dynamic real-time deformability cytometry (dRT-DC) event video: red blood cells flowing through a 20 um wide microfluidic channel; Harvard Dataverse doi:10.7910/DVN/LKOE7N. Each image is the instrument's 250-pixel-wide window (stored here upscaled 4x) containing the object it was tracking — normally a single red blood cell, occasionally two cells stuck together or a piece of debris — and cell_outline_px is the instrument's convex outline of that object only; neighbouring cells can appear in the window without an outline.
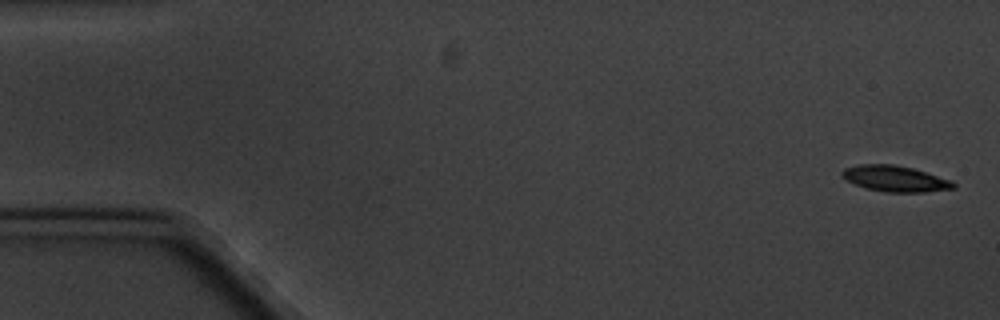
{"species": "common noctule bat (a hibernating species)", "species_latin": "Nyctalus noctula", "temperature_condition": "cold", "stored_images_in_passage": 6, "segment_of_instrument_passage": [1, 2], "camera_frame_rate_fps": 3000, "um_per_image_px": 0.085, "animal": {"sex": "male", "body_mass_g": 20.1, "forearm_length_mm": 53.5}, "frame": {"image": 1, "passage_image": 1, "time_ms": 0.0, "image_size_px": [1000, 320], "cell_outline_px": [[956, 188], [924, 192], [888, 192], [864, 188], [840, 176], [840, 172], [844, 168], [860, 164], [892, 164], [912, 168], [952, 180], [956, 184]], "centroid_in_image_um": [76.08, 15.18], "position_along_channel_um": 8.9, "area_um2": 16.82}}
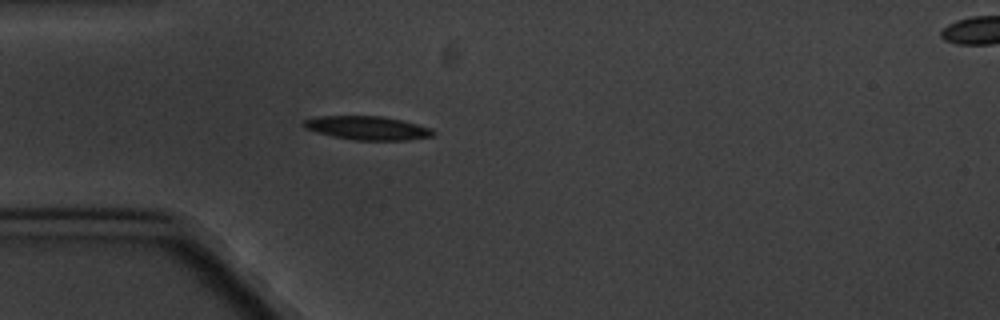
{"frame": {"image": 2, "passage_image": 5, "time_ms": 5.0, "image_size_px": [1000, 320], "cell_outline_px": [[436, 132], [432, 136], [408, 140], [352, 140], [332, 136], [316, 132], [304, 128], [300, 124], [304, 120], [320, 116], [384, 116], [432, 128]], "centroid_in_image_um": [31.21, 10.88], "position_along_channel_um": 53.8, "area_um2": 17.92}}